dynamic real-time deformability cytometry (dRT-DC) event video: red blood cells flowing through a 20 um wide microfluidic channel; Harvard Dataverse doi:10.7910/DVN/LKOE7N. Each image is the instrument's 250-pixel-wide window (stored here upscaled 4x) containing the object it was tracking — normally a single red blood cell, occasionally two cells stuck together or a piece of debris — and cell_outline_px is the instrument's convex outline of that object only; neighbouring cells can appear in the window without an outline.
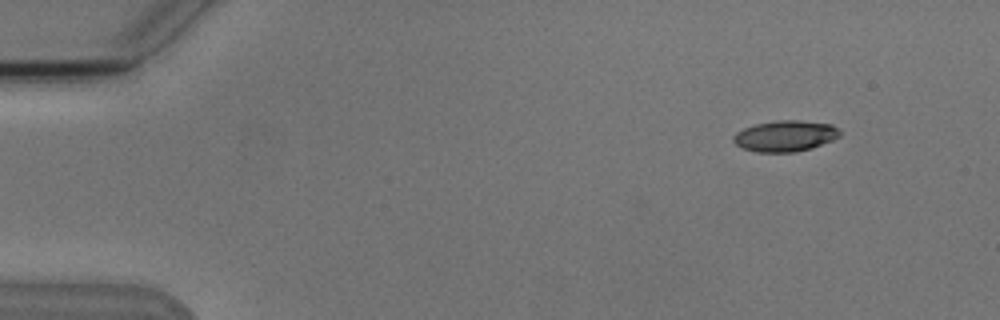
{"species": "Egyptian fruit bat (a non-hibernating species)", "species_latin": "Rousettus aegyptiacus", "temperature_condition": "cold", "stored_images_in_passage": 4, "camera_frame_rate_fps": 3000, "um_per_image_px": 0.085, "animal": {"sex": "male"}, "frame": {"image": 1, "passage_image": 1, "time_ms": 0.0, "image_size_px": [1000, 320], "cell_outline_px": [[840, 136], [832, 140], [812, 148], [792, 152], [756, 152], [744, 148], [736, 144], [732, 140], [732, 136], [736, 132], [744, 128], [756, 124], [776, 120], [800, 120], [832, 124], [840, 132]], "centroid_in_image_um": [66.73, 11.55], "position_along_channel_um": 18.3, "area_um2": 19.19}}